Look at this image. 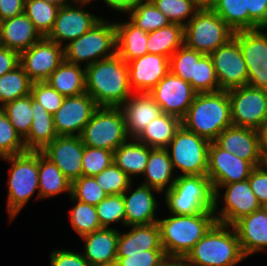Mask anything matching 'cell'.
Masks as SVG:
<instances>
[{"mask_svg": "<svg viewBox=\"0 0 267 266\" xmlns=\"http://www.w3.org/2000/svg\"><path fill=\"white\" fill-rule=\"evenodd\" d=\"M83 150L80 136H57L41 152L73 182L82 176Z\"/></svg>", "mask_w": 267, "mask_h": 266, "instance_id": "obj_20", "label": "cell"}, {"mask_svg": "<svg viewBox=\"0 0 267 266\" xmlns=\"http://www.w3.org/2000/svg\"><path fill=\"white\" fill-rule=\"evenodd\" d=\"M204 55L183 44L169 58L170 72L189 82L196 91L197 63Z\"/></svg>", "mask_w": 267, "mask_h": 266, "instance_id": "obj_39", "label": "cell"}, {"mask_svg": "<svg viewBox=\"0 0 267 266\" xmlns=\"http://www.w3.org/2000/svg\"><path fill=\"white\" fill-rule=\"evenodd\" d=\"M170 21L183 27L199 10L193 0H150ZM187 19V20H186Z\"/></svg>", "mask_w": 267, "mask_h": 266, "instance_id": "obj_45", "label": "cell"}, {"mask_svg": "<svg viewBox=\"0 0 267 266\" xmlns=\"http://www.w3.org/2000/svg\"><path fill=\"white\" fill-rule=\"evenodd\" d=\"M254 168L251 162L225 151L214 141L210 142L206 175L210 179L213 190L218 185L247 180Z\"/></svg>", "mask_w": 267, "mask_h": 266, "instance_id": "obj_17", "label": "cell"}, {"mask_svg": "<svg viewBox=\"0 0 267 266\" xmlns=\"http://www.w3.org/2000/svg\"><path fill=\"white\" fill-rule=\"evenodd\" d=\"M133 93H149L170 71L169 58L147 53L127 63Z\"/></svg>", "mask_w": 267, "mask_h": 266, "instance_id": "obj_21", "label": "cell"}, {"mask_svg": "<svg viewBox=\"0 0 267 266\" xmlns=\"http://www.w3.org/2000/svg\"><path fill=\"white\" fill-rule=\"evenodd\" d=\"M214 212L158 218L161 245L166 255L187 256L193 246L216 223Z\"/></svg>", "mask_w": 267, "mask_h": 266, "instance_id": "obj_3", "label": "cell"}, {"mask_svg": "<svg viewBox=\"0 0 267 266\" xmlns=\"http://www.w3.org/2000/svg\"><path fill=\"white\" fill-rule=\"evenodd\" d=\"M120 231L101 228L82 236L84 251H81L90 266H115Z\"/></svg>", "mask_w": 267, "mask_h": 266, "instance_id": "obj_26", "label": "cell"}, {"mask_svg": "<svg viewBox=\"0 0 267 266\" xmlns=\"http://www.w3.org/2000/svg\"><path fill=\"white\" fill-rule=\"evenodd\" d=\"M159 266H195L186 256L166 255Z\"/></svg>", "mask_w": 267, "mask_h": 266, "instance_id": "obj_59", "label": "cell"}, {"mask_svg": "<svg viewBox=\"0 0 267 266\" xmlns=\"http://www.w3.org/2000/svg\"><path fill=\"white\" fill-rule=\"evenodd\" d=\"M125 14L133 25L148 33L171 24L150 0L135 2Z\"/></svg>", "mask_w": 267, "mask_h": 266, "instance_id": "obj_37", "label": "cell"}, {"mask_svg": "<svg viewBox=\"0 0 267 266\" xmlns=\"http://www.w3.org/2000/svg\"><path fill=\"white\" fill-rule=\"evenodd\" d=\"M244 256L267 250V208L261 207L233 224Z\"/></svg>", "mask_w": 267, "mask_h": 266, "instance_id": "obj_24", "label": "cell"}, {"mask_svg": "<svg viewBox=\"0 0 267 266\" xmlns=\"http://www.w3.org/2000/svg\"><path fill=\"white\" fill-rule=\"evenodd\" d=\"M25 0H0V22L24 13Z\"/></svg>", "mask_w": 267, "mask_h": 266, "instance_id": "obj_57", "label": "cell"}, {"mask_svg": "<svg viewBox=\"0 0 267 266\" xmlns=\"http://www.w3.org/2000/svg\"><path fill=\"white\" fill-rule=\"evenodd\" d=\"M42 38L25 13L0 22V46L19 53Z\"/></svg>", "mask_w": 267, "mask_h": 266, "instance_id": "obj_27", "label": "cell"}, {"mask_svg": "<svg viewBox=\"0 0 267 266\" xmlns=\"http://www.w3.org/2000/svg\"><path fill=\"white\" fill-rule=\"evenodd\" d=\"M186 257L195 266H236L246 258L233 225L218 222L193 246Z\"/></svg>", "mask_w": 267, "mask_h": 266, "instance_id": "obj_4", "label": "cell"}, {"mask_svg": "<svg viewBox=\"0 0 267 266\" xmlns=\"http://www.w3.org/2000/svg\"><path fill=\"white\" fill-rule=\"evenodd\" d=\"M173 164L166 148H151L141 184L157 189L161 193L172 188L176 178ZM166 187V188H165Z\"/></svg>", "mask_w": 267, "mask_h": 266, "instance_id": "obj_29", "label": "cell"}, {"mask_svg": "<svg viewBox=\"0 0 267 266\" xmlns=\"http://www.w3.org/2000/svg\"><path fill=\"white\" fill-rule=\"evenodd\" d=\"M60 7L44 0H25L24 13L42 37L52 31Z\"/></svg>", "mask_w": 267, "mask_h": 266, "instance_id": "obj_40", "label": "cell"}, {"mask_svg": "<svg viewBox=\"0 0 267 266\" xmlns=\"http://www.w3.org/2000/svg\"><path fill=\"white\" fill-rule=\"evenodd\" d=\"M142 0H103V2L114 11L125 13L135 2Z\"/></svg>", "mask_w": 267, "mask_h": 266, "instance_id": "obj_60", "label": "cell"}, {"mask_svg": "<svg viewBox=\"0 0 267 266\" xmlns=\"http://www.w3.org/2000/svg\"><path fill=\"white\" fill-rule=\"evenodd\" d=\"M70 198L75 204L69 212L71 227L80 237L102 228L95 206Z\"/></svg>", "mask_w": 267, "mask_h": 266, "instance_id": "obj_43", "label": "cell"}, {"mask_svg": "<svg viewBox=\"0 0 267 266\" xmlns=\"http://www.w3.org/2000/svg\"><path fill=\"white\" fill-rule=\"evenodd\" d=\"M267 28L234 33L248 69V85L267 90Z\"/></svg>", "mask_w": 267, "mask_h": 266, "instance_id": "obj_13", "label": "cell"}, {"mask_svg": "<svg viewBox=\"0 0 267 266\" xmlns=\"http://www.w3.org/2000/svg\"><path fill=\"white\" fill-rule=\"evenodd\" d=\"M63 61L64 46L47 37L20 53V65L33 83L47 81Z\"/></svg>", "mask_w": 267, "mask_h": 266, "instance_id": "obj_16", "label": "cell"}, {"mask_svg": "<svg viewBox=\"0 0 267 266\" xmlns=\"http://www.w3.org/2000/svg\"><path fill=\"white\" fill-rule=\"evenodd\" d=\"M32 125L28 135L24 138L27 151H42L58 135L54 128L53 115L32 99Z\"/></svg>", "mask_w": 267, "mask_h": 266, "instance_id": "obj_31", "label": "cell"}, {"mask_svg": "<svg viewBox=\"0 0 267 266\" xmlns=\"http://www.w3.org/2000/svg\"><path fill=\"white\" fill-rule=\"evenodd\" d=\"M71 196L78 201L96 206L108 194L96 182L95 177L81 176L72 182Z\"/></svg>", "mask_w": 267, "mask_h": 266, "instance_id": "obj_48", "label": "cell"}, {"mask_svg": "<svg viewBox=\"0 0 267 266\" xmlns=\"http://www.w3.org/2000/svg\"><path fill=\"white\" fill-rule=\"evenodd\" d=\"M129 138H137L148 124L162 114L149 93H133L120 106Z\"/></svg>", "mask_w": 267, "mask_h": 266, "instance_id": "obj_25", "label": "cell"}, {"mask_svg": "<svg viewBox=\"0 0 267 266\" xmlns=\"http://www.w3.org/2000/svg\"><path fill=\"white\" fill-rule=\"evenodd\" d=\"M50 266H90L80 252L53 249L50 253Z\"/></svg>", "mask_w": 267, "mask_h": 266, "instance_id": "obj_54", "label": "cell"}, {"mask_svg": "<svg viewBox=\"0 0 267 266\" xmlns=\"http://www.w3.org/2000/svg\"><path fill=\"white\" fill-rule=\"evenodd\" d=\"M214 142L225 151L251 162L255 167L263 165L256 129L230 126L224 129Z\"/></svg>", "mask_w": 267, "mask_h": 266, "instance_id": "obj_23", "label": "cell"}, {"mask_svg": "<svg viewBox=\"0 0 267 266\" xmlns=\"http://www.w3.org/2000/svg\"><path fill=\"white\" fill-rule=\"evenodd\" d=\"M94 177L108 195L123 194L130 185H133V180L114 162Z\"/></svg>", "mask_w": 267, "mask_h": 266, "instance_id": "obj_47", "label": "cell"}, {"mask_svg": "<svg viewBox=\"0 0 267 266\" xmlns=\"http://www.w3.org/2000/svg\"><path fill=\"white\" fill-rule=\"evenodd\" d=\"M259 151L263 161L267 162V121L264 122L258 129Z\"/></svg>", "mask_w": 267, "mask_h": 266, "instance_id": "obj_58", "label": "cell"}, {"mask_svg": "<svg viewBox=\"0 0 267 266\" xmlns=\"http://www.w3.org/2000/svg\"><path fill=\"white\" fill-rule=\"evenodd\" d=\"M20 65V53L0 46V76Z\"/></svg>", "mask_w": 267, "mask_h": 266, "instance_id": "obj_56", "label": "cell"}, {"mask_svg": "<svg viewBox=\"0 0 267 266\" xmlns=\"http://www.w3.org/2000/svg\"><path fill=\"white\" fill-rule=\"evenodd\" d=\"M213 11L233 30H249L246 0H218Z\"/></svg>", "mask_w": 267, "mask_h": 266, "instance_id": "obj_41", "label": "cell"}, {"mask_svg": "<svg viewBox=\"0 0 267 266\" xmlns=\"http://www.w3.org/2000/svg\"><path fill=\"white\" fill-rule=\"evenodd\" d=\"M166 256L164 250H147L126 257H117L115 266H159Z\"/></svg>", "mask_w": 267, "mask_h": 266, "instance_id": "obj_52", "label": "cell"}, {"mask_svg": "<svg viewBox=\"0 0 267 266\" xmlns=\"http://www.w3.org/2000/svg\"><path fill=\"white\" fill-rule=\"evenodd\" d=\"M131 187L130 185L122 194L125 205V227L158 223L156 211L159 209V202L153 192L159 194L161 192L141 184L129 194Z\"/></svg>", "mask_w": 267, "mask_h": 266, "instance_id": "obj_22", "label": "cell"}, {"mask_svg": "<svg viewBox=\"0 0 267 266\" xmlns=\"http://www.w3.org/2000/svg\"><path fill=\"white\" fill-rule=\"evenodd\" d=\"M116 28L117 55L126 63L148 53V32L130 21L114 22Z\"/></svg>", "mask_w": 267, "mask_h": 266, "instance_id": "obj_30", "label": "cell"}, {"mask_svg": "<svg viewBox=\"0 0 267 266\" xmlns=\"http://www.w3.org/2000/svg\"><path fill=\"white\" fill-rule=\"evenodd\" d=\"M10 162L7 180V213L9 220L15 219L37 191L39 199L38 151H26L21 154L1 158Z\"/></svg>", "mask_w": 267, "mask_h": 266, "instance_id": "obj_6", "label": "cell"}, {"mask_svg": "<svg viewBox=\"0 0 267 266\" xmlns=\"http://www.w3.org/2000/svg\"><path fill=\"white\" fill-rule=\"evenodd\" d=\"M162 113L182 119L189 110L197 92L191 84L170 71L149 92Z\"/></svg>", "mask_w": 267, "mask_h": 266, "instance_id": "obj_19", "label": "cell"}, {"mask_svg": "<svg viewBox=\"0 0 267 266\" xmlns=\"http://www.w3.org/2000/svg\"><path fill=\"white\" fill-rule=\"evenodd\" d=\"M89 3L92 2L77 0L73 4L59 8L53 29L47 38L65 46L90 30L103 17L96 16L83 8ZM63 42L67 43L63 45Z\"/></svg>", "mask_w": 267, "mask_h": 266, "instance_id": "obj_14", "label": "cell"}, {"mask_svg": "<svg viewBox=\"0 0 267 266\" xmlns=\"http://www.w3.org/2000/svg\"><path fill=\"white\" fill-rule=\"evenodd\" d=\"M32 99L31 94L8 102L2 108L15 130L24 139L32 125Z\"/></svg>", "mask_w": 267, "mask_h": 266, "instance_id": "obj_42", "label": "cell"}, {"mask_svg": "<svg viewBox=\"0 0 267 266\" xmlns=\"http://www.w3.org/2000/svg\"><path fill=\"white\" fill-rule=\"evenodd\" d=\"M85 146L114 152L129 139L120 107L99 106L80 135Z\"/></svg>", "mask_w": 267, "mask_h": 266, "instance_id": "obj_8", "label": "cell"}, {"mask_svg": "<svg viewBox=\"0 0 267 266\" xmlns=\"http://www.w3.org/2000/svg\"><path fill=\"white\" fill-rule=\"evenodd\" d=\"M248 181L261 207L267 208V164L255 167Z\"/></svg>", "mask_w": 267, "mask_h": 266, "instance_id": "obj_53", "label": "cell"}, {"mask_svg": "<svg viewBox=\"0 0 267 266\" xmlns=\"http://www.w3.org/2000/svg\"><path fill=\"white\" fill-rule=\"evenodd\" d=\"M220 90L248 85V69L238 40L233 37L210 54Z\"/></svg>", "mask_w": 267, "mask_h": 266, "instance_id": "obj_15", "label": "cell"}, {"mask_svg": "<svg viewBox=\"0 0 267 266\" xmlns=\"http://www.w3.org/2000/svg\"><path fill=\"white\" fill-rule=\"evenodd\" d=\"M210 141L185 129L182 125L166 147L174 170L179 175H206Z\"/></svg>", "mask_w": 267, "mask_h": 266, "instance_id": "obj_10", "label": "cell"}, {"mask_svg": "<svg viewBox=\"0 0 267 266\" xmlns=\"http://www.w3.org/2000/svg\"><path fill=\"white\" fill-rule=\"evenodd\" d=\"M48 3H52L54 5H57L58 7H63V6H67L70 4H73L74 2H76L77 0H44Z\"/></svg>", "mask_w": 267, "mask_h": 266, "instance_id": "obj_62", "label": "cell"}, {"mask_svg": "<svg viewBox=\"0 0 267 266\" xmlns=\"http://www.w3.org/2000/svg\"><path fill=\"white\" fill-rule=\"evenodd\" d=\"M95 208L102 228H110L111 224L118 222L125 227V205L122 194L108 195Z\"/></svg>", "mask_w": 267, "mask_h": 266, "instance_id": "obj_46", "label": "cell"}, {"mask_svg": "<svg viewBox=\"0 0 267 266\" xmlns=\"http://www.w3.org/2000/svg\"><path fill=\"white\" fill-rule=\"evenodd\" d=\"M85 80L98 106L120 107L133 94L128 65L117 54L85 67Z\"/></svg>", "mask_w": 267, "mask_h": 266, "instance_id": "obj_1", "label": "cell"}, {"mask_svg": "<svg viewBox=\"0 0 267 266\" xmlns=\"http://www.w3.org/2000/svg\"><path fill=\"white\" fill-rule=\"evenodd\" d=\"M99 106L87 93L65 97L61 107L53 114L58 136H80Z\"/></svg>", "mask_w": 267, "mask_h": 266, "instance_id": "obj_18", "label": "cell"}, {"mask_svg": "<svg viewBox=\"0 0 267 266\" xmlns=\"http://www.w3.org/2000/svg\"><path fill=\"white\" fill-rule=\"evenodd\" d=\"M181 125L207 140L214 141L232 126L230 100L226 90L197 93Z\"/></svg>", "mask_w": 267, "mask_h": 266, "instance_id": "obj_2", "label": "cell"}, {"mask_svg": "<svg viewBox=\"0 0 267 266\" xmlns=\"http://www.w3.org/2000/svg\"><path fill=\"white\" fill-rule=\"evenodd\" d=\"M78 1H93L94 2V0H78Z\"/></svg>", "mask_w": 267, "mask_h": 266, "instance_id": "obj_63", "label": "cell"}, {"mask_svg": "<svg viewBox=\"0 0 267 266\" xmlns=\"http://www.w3.org/2000/svg\"><path fill=\"white\" fill-rule=\"evenodd\" d=\"M218 0H193V3L199 10H213Z\"/></svg>", "mask_w": 267, "mask_h": 266, "instance_id": "obj_61", "label": "cell"}, {"mask_svg": "<svg viewBox=\"0 0 267 266\" xmlns=\"http://www.w3.org/2000/svg\"><path fill=\"white\" fill-rule=\"evenodd\" d=\"M184 44V27L171 23L148 33V53L166 56L168 58Z\"/></svg>", "mask_w": 267, "mask_h": 266, "instance_id": "obj_36", "label": "cell"}, {"mask_svg": "<svg viewBox=\"0 0 267 266\" xmlns=\"http://www.w3.org/2000/svg\"><path fill=\"white\" fill-rule=\"evenodd\" d=\"M150 149L136 138H129L114 151L113 162L132 179L135 175H143Z\"/></svg>", "mask_w": 267, "mask_h": 266, "instance_id": "obj_32", "label": "cell"}, {"mask_svg": "<svg viewBox=\"0 0 267 266\" xmlns=\"http://www.w3.org/2000/svg\"><path fill=\"white\" fill-rule=\"evenodd\" d=\"M26 151L24 139L10 123L4 109L0 107V158Z\"/></svg>", "mask_w": 267, "mask_h": 266, "instance_id": "obj_44", "label": "cell"}, {"mask_svg": "<svg viewBox=\"0 0 267 266\" xmlns=\"http://www.w3.org/2000/svg\"><path fill=\"white\" fill-rule=\"evenodd\" d=\"M216 72L210 55H204L197 63L196 71V92H216L219 91Z\"/></svg>", "mask_w": 267, "mask_h": 266, "instance_id": "obj_50", "label": "cell"}, {"mask_svg": "<svg viewBox=\"0 0 267 266\" xmlns=\"http://www.w3.org/2000/svg\"><path fill=\"white\" fill-rule=\"evenodd\" d=\"M114 152L84 145L82 176H96L113 163Z\"/></svg>", "mask_w": 267, "mask_h": 266, "instance_id": "obj_49", "label": "cell"}, {"mask_svg": "<svg viewBox=\"0 0 267 266\" xmlns=\"http://www.w3.org/2000/svg\"><path fill=\"white\" fill-rule=\"evenodd\" d=\"M117 54L115 23L102 18L90 30L64 46V60L89 66Z\"/></svg>", "mask_w": 267, "mask_h": 266, "instance_id": "obj_7", "label": "cell"}, {"mask_svg": "<svg viewBox=\"0 0 267 266\" xmlns=\"http://www.w3.org/2000/svg\"><path fill=\"white\" fill-rule=\"evenodd\" d=\"M220 188L226 190L222 199L224 205L218 209V200L222 198ZM260 208L261 205L258 202L256 195L252 192L248 179L241 182L218 185L214 189L213 211L218 223L233 225L243 216L249 215Z\"/></svg>", "mask_w": 267, "mask_h": 266, "instance_id": "obj_12", "label": "cell"}, {"mask_svg": "<svg viewBox=\"0 0 267 266\" xmlns=\"http://www.w3.org/2000/svg\"><path fill=\"white\" fill-rule=\"evenodd\" d=\"M32 83L21 65L0 76V107L31 94Z\"/></svg>", "mask_w": 267, "mask_h": 266, "instance_id": "obj_38", "label": "cell"}, {"mask_svg": "<svg viewBox=\"0 0 267 266\" xmlns=\"http://www.w3.org/2000/svg\"><path fill=\"white\" fill-rule=\"evenodd\" d=\"M38 178L40 200L66 192L71 195L72 182L41 151H38Z\"/></svg>", "mask_w": 267, "mask_h": 266, "instance_id": "obj_33", "label": "cell"}, {"mask_svg": "<svg viewBox=\"0 0 267 266\" xmlns=\"http://www.w3.org/2000/svg\"><path fill=\"white\" fill-rule=\"evenodd\" d=\"M249 11V30L267 28V0H246Z\"/></svg>", "mask_w": 267, "mask_h": 266, "instance_id": "obj_55", "label": "cell"}, {"mask_svg": "<svg viewBox=\"0 0 267 266\" xmlns=\"http://www.w3.org/2000/svg\"><path fill=\"white\" fill-rule=\"evenodd\" d=\"M180 127V118L162 113L152 120L136 139L151 148H166Z\"/></svg>", "mask_w": 267, "mask_h": 266, "instance_id": "obj_35", "label": "cell"}, {"mask_svg": "<svg viewBox=\"0 0 267 266\" xmlns=\"http://www.w3.org/2000/svg\"><path fill=\"white\" fill-rule=\"evenodd\" d=\"M233 31L213 10H198L184 26V44L210 55L234 37Z\"/></svg>", "mask_w": 267, "mask_h": 266, "instance_id": "obj_9", "label": "cell"}, {"mask_svg": "<svg viewBox=\"0 0 267 266\" xmlns=\"http://www.w3.org/2000/svg\"><path fill=\"white\" fill-rule=\"evenodd\" d=\"M130 231L119 234L117 257L135 254L147 250H164L161 245L158 223L130 226Z\"/></svg>", "mask_w": 267, "mask_h": 266, "instance_id": "obj_28", "label": "cell"}, {"mask_svg": "<svg viewBox=\"0 0 267 266\" xmlns=\"http://www.w3.org/2000/svg\"><path fill=\"white\" fill-rule=\"evenodd\" d=\"M164 194L170 214L214 212V190L207 175H178L172 188Z\"/></svg>", "mask_w": 267, "mask_h": 266, "instance_id": "obj_5", "label": "cell"}, {"mask_svg": "<svg viewBox=\"0 0 267 266\" xmlns=\"http://www.w3.org/2000/svg\"><path fill=\"white\" fill-rule=\"evenodd\" d=\"M47 82L64 97L83 94L86 92L85 67L64 60Z\"/></svg>", "mask_w": 267, "mask_h": 266, "instance_id": "obj_34", "label": "cell"}, {"mask_svg": "<svg viewBox=\"0 0 267 266\" xmlns=\"http://www.w3.org/2000/svg\"><path fill=\"white\" fill-rule=\"evenodd\" d=\"M227 92L233 126L257 130L267 121V90L244 85Z\"/></svg>", "mask_w": 267, "mask_h": 266, "instance_id": "obj_11", "label": "cell"}, {"mask_svg": "<svg viewBox=\"0 0 267 266\" xmlns=\"http://www.w3.org/2000/svg\"><path fill=\"white\" fill-rule=\"evenodd\" d=\"M31 95L52 115L61 107L63 99L65 98L47 81L32 83Z\"/></svg>", "mask_w": 267, "mask_h": 266, "instance_id": "obj_51", "label": "cell"}]
</instances>
